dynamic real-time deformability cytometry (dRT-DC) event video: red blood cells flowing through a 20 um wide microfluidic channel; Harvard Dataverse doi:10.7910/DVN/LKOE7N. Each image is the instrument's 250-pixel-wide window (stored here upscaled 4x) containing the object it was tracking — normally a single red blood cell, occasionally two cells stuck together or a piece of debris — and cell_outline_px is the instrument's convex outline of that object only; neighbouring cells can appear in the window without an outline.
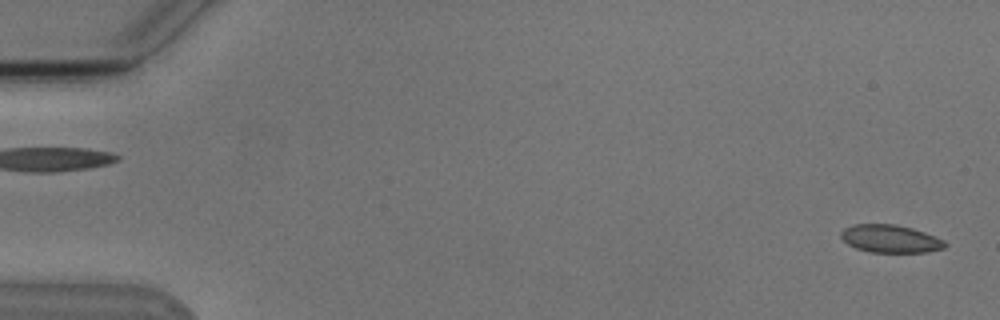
{"species": "Egyptian fruit bat (a non-hibernating species)", "species_latin": "Rousettus aegyptiacus", "temperature_condition": "cold", "stored_images_in_passage": 5, "segment_of_instrument_passage": [2, 2], "camera_frame_rate_fps": 3000, "um_per_image_px": 0.085, "animal": {"sex": "male"}, "frame": {"image": 1, "passage_image": 5, "time_ms": 4.667, "image_size_px": [1000, 320], "cell_outline_px": [[948, 244], [944, 248], [928, 252], [872, 252], [856, 248], [848, 244], [840, 236], [840, 232], [844, 228], [852, 224], [896, 224], [912, 228], [924, 232], [944, 240]], "centroid_in_image_um": [75.68, 20.29], "position_along_channel_um": 9.3, "area_um2": 16.88}}